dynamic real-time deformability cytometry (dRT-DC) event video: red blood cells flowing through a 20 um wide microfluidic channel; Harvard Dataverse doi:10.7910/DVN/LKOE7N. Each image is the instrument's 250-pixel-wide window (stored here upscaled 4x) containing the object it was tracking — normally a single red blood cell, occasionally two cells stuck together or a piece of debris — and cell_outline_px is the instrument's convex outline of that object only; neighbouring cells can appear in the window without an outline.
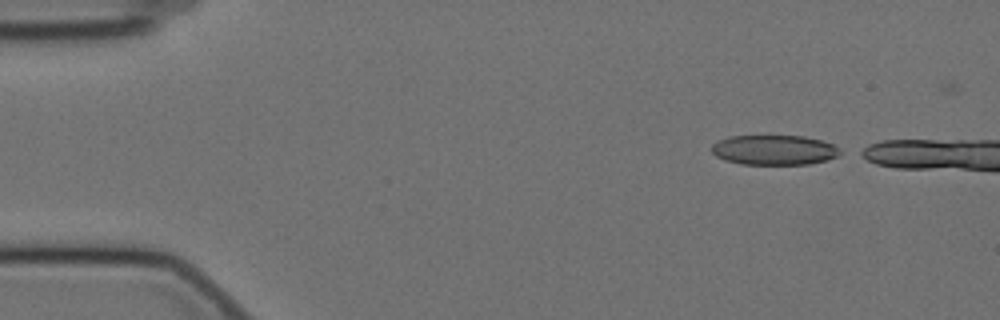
{"species": "Egyptian fruit bat (a non-hibernating species)", "species_latin": "Rousettus aegyptiacus", "temperature_condition": "cold", "stored_images_in_passage": 10, "camera_frame_rate_fps": 3000, "um_per_image_px": 0.085, "animal": {"sex": "female"}, "frame": {"image": 1, "passage_image": 3, "time_ms": 0.667, "image_size_px": [1000, 320], "cell_outline_px": [[844, 152], [836, 156], [824, 160], [808, 164], [740, 164], [724, 160], [716, 156], [712, 152], [712, 144], [728, 136], [804, 136], [820, 140], [832, 144], [840, 148]], "centroid_in_image_um": [65.79, 12.75], "position_along_channel_um": 19.2, "area_um2": 22.31}}